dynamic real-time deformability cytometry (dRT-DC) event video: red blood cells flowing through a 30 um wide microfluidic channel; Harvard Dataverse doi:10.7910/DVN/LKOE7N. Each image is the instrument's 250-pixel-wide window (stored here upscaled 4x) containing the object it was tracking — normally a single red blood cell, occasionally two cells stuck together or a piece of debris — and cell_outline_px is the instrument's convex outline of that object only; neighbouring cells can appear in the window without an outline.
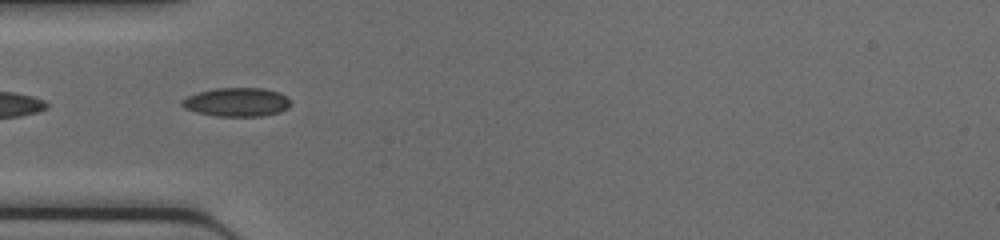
{"species": "common noctule bat (a hibernating species)", "species_latin": "Nyctalus noctula", "temperature_condition": "cold", "stored_images_in_passage": 6, "camera_frame_rate_fps": 3000, "um_per_image_px": 0.085, "animal": {"sex": "female", "body_mass_g": 17.0, "forearm_length_mm": 48.0}, "frame": {"image": 1, "passage_image": 1, "time_ms": 0.0, "image_size_px": [1000, 240], "cell_outline_px": [[292, 104], [288, 108], [280, 112], [264, 116], [216, 116], [196, 112], [184, 108], [180, 104], [180, 100], [188, 96], [200, 92], [216, 88], [264, 88], [280, 92], [288, 96]], "centroid_in_image_um": [20.17, 8.68], "position_along_channel_um": 64.8, "area_um2": 18.44}}